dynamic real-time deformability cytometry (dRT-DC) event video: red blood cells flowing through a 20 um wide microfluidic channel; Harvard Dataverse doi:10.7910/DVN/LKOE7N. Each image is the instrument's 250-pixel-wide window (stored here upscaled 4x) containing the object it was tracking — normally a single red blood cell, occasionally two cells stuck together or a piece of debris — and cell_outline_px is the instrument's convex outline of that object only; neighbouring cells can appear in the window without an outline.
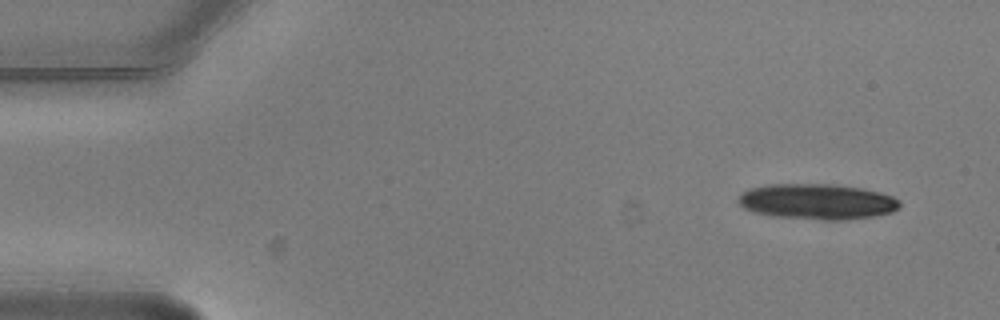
{"species": "common noctule bat (a hibernating species)", "species_latin": "Nyctalus noctula", "temperature_condition": "warm", "stored_images_in_passage": 4, "camera_frame_rate_fps": 3000, "um_per_image_px": 0.085, "animal": {"sex": "male", "body_mass_g": 20.5, "forearm_length_mm": 52.5}, "frame": {"image": 1, "passage_image": 1, "time_ms": 0.0, "image_size_px": [1000, 320], "cell_outline_px": [[900, 208], [892, 212], [872, 216], [844, 220], [820, 220], [768, 216], [752, 212], [744, 208], [736, 200], [740, 192], [748, 188], [768, 184], [828, 184], [860, 188], [880, 192], [892, 196], [900, 200]], "centroid_in_image_um": [69.4, 17.14], "position_along_channel_um": 15.6, "area_um2": 33.87}}